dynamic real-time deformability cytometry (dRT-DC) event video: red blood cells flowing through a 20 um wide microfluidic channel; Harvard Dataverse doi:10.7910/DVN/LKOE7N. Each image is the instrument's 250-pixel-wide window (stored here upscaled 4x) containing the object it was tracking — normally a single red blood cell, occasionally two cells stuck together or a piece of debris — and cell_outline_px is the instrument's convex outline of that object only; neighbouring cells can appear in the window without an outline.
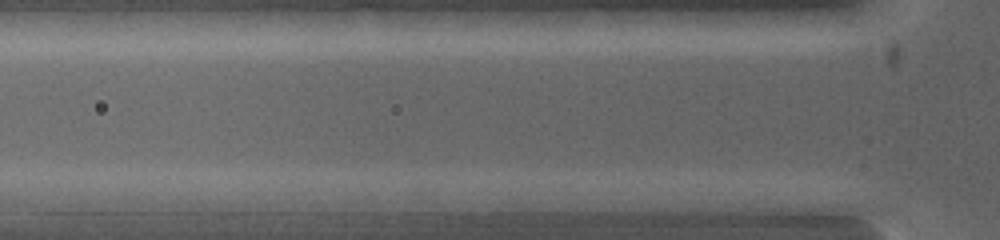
{"species": "common noctule bat (a hibernating species)", "species_latin": "Nyctalus noctula", "temperature_condition": "warm", "stored_images_in_passage": 3, "segment_of_instrument_passage": [2, 2], "camera_frame_rate_fps": 5000, "um_per_image_px": 0.085, "animal": {"sex": "female", "body_mass_g": 19.0, "forearm_length_mm": 53.3}, "frame": {"image": 1, "passage_image": 3, "time_ms": 0.6, "image_size_px": [1000, 240], "cell_outline_px": [[600, 200], [588, 208], [540, 212], [500, 212], [496, 208], [492, 200], [568, 192], [576, 192]], "centroid_in_image_um": [46.36, 17.24], "position_along_channel_um": 79.4, "area_um2": 11.04}}